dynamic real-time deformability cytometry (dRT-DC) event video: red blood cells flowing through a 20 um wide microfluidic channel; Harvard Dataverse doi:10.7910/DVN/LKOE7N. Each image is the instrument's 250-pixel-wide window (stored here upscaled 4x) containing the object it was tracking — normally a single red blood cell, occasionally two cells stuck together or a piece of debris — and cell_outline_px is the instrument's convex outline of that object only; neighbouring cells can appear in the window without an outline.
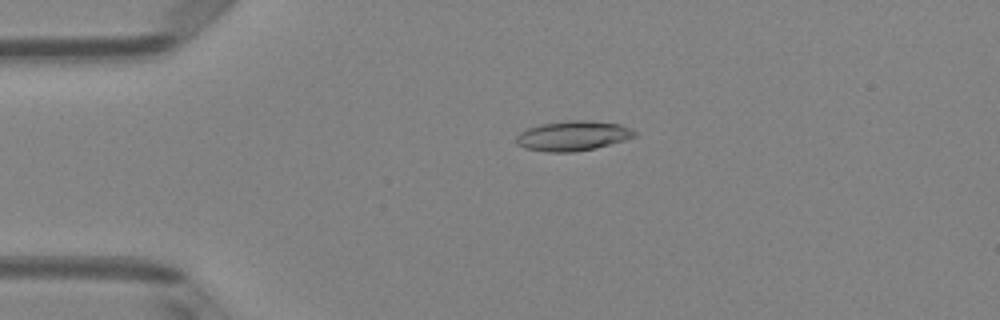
{"species": "Egyptian fruit bat (a non-hibernating species)", "species_latin": "Rousettus aegyptiacus", "temperature_condition": "room temperature", "stored_images_in_passage": 4, "camera_frame_rate_fps": 3000, "um_per_image_px": 0.085, "animal": {"sex": "female"}, "frame": {"image": 1, "passage_image": 3, "time_ms": 0.667, "image_size_px": [1000, 320], "cell_outline_px": [[636, 136], [624, 140], [596, 148], [572, 152], [548, 152], [524, 148], [516, 144], [516, 136], [520, 132], [528, 128], [540, 124], [572, 120], [580, 120], [620, 124], [636, 132]], "centroid_in_image_um": [48.65, 11.55], "position_along_channel_um": 36.3, "area_um2": 20.4}}